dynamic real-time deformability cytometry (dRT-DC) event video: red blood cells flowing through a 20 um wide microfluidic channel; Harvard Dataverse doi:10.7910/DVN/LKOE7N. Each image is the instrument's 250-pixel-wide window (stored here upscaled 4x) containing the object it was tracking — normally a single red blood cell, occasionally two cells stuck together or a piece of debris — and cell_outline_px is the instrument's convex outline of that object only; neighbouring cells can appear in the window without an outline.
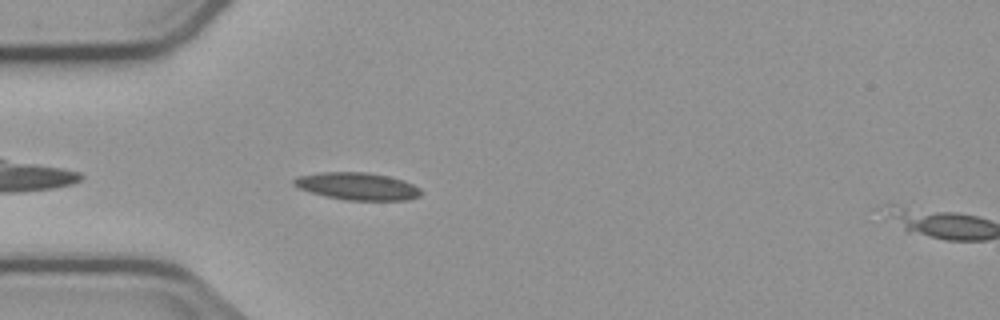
{"species": "common noctule bat (a hibernating species)", "species_latin": "Nyctalus noctula", "temperature_condition": "cold", "stored_images_in_passage": 22, "camera_frame_rate_fps": 3000, "um_per_image_px": 0.085, "animal": {"sex": "male", "body_mass_g": 23.1, "forearm_length_mm": 52.7}, "frame": {"image": 1, "passage_image": 4, "time_ms": 1.0, "image_size_px": [1000, 320], "cell_outline_px": [[420, 196], [408, 200], [344, 200], [324, 196], [300, 188], [292, 184], [292, 180], [296, 176], [320, 172], [368, 172], [388, 176], [404, 180], [420, 188]], "centroid_in_image_um": [30.36, 15.82], "position_along_channel_um": 54.6, "area_um2": 20.35}}
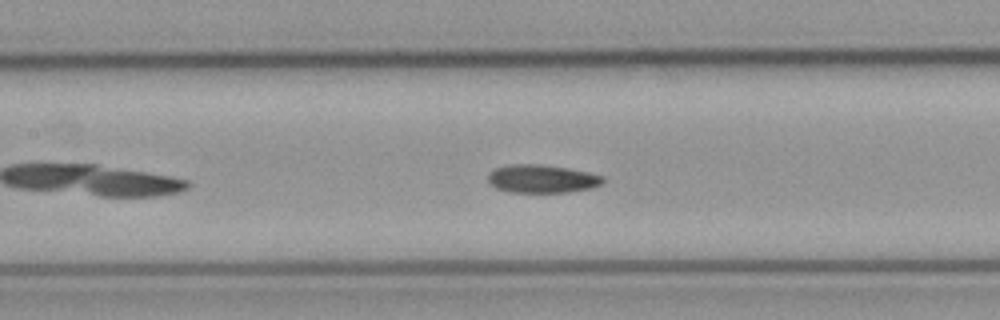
{"frame": {"image": 2, "passage_image": 13, "time_ms": 4.0, "image_size_px": [1000, 320], "cell_outline_px": [[604, 184], [592, 188], [568, 192], [512, 192], [496, 188], [488, 184], [488, 172], [496, 168], [508, 164], [540, 164], [568, 168], [588, 172], [604, 176]], "centroid_in_image_um": [46.07, 15.19], "position_along_channel_um": 161.3, "area_um2": 19.07}}
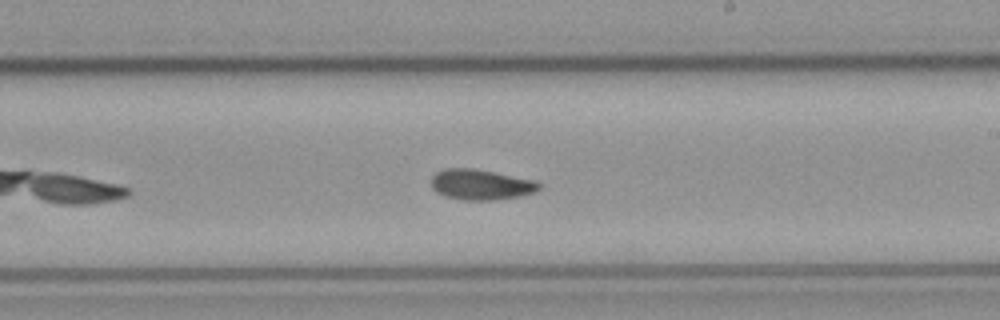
{"frame": {"image": 3, "passage_image": 20, "time_ms": 6.333, "image_size_px": [1000, 320], "cell_outline_px": [[540, 188], [536, 192], [520, 196], [496, 200], [460, 200], [444, 196], [436, 192], [432, 188], [432, 176], [436, 172], [444, 168], [472, 168], [536, 180], [540, 184]], "centroid_in_image_um": [40.87, 15.7], "position_along_channel_um": 248.1, "area_um2": 19.31}}